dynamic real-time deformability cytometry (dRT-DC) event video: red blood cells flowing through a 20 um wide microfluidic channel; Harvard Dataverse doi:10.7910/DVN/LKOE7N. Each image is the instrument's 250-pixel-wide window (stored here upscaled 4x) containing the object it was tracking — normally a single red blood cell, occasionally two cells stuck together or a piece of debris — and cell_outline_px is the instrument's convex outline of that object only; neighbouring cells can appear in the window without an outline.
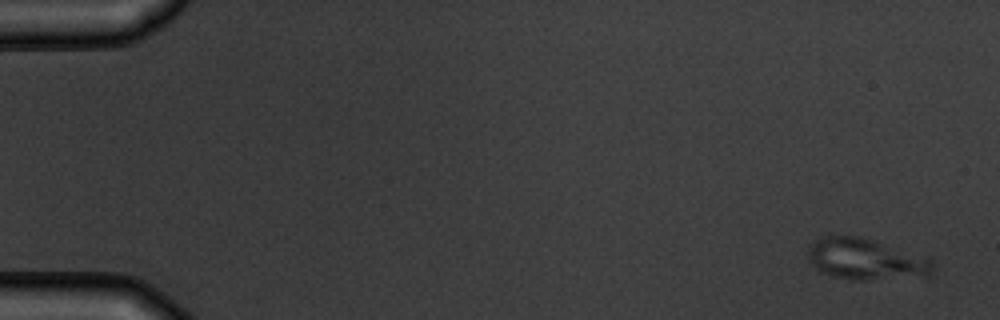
{"species": "common noctule bat (a hibernating species)", "species_latin": "Nyctalus noctula", "temperature_condition": "warm", "stored_images_in_passage": 5, "camera_frame_rate_fps": 3000, "um_per_image_px": 0.085, "animal": {"sex": "male", "body_mass_g": 19.5, "forearm_length_mm": 54.6}, "frame": {"image": 1, "passage_image": 1, "time_ms": 0.0, "image_size_px": [1000, 320], "cell_outline_px": [[936, 268], [928, 276], [864, 280], [852, 280], [820, 272], [808, 260], [808, 248], [812, 240], [820, 236], [860, 236], [932, 260]], "centroid_in_image_um": [73.54, 22.04], "position_along_channel_um": 11.5, "area_um2": 29.77}}